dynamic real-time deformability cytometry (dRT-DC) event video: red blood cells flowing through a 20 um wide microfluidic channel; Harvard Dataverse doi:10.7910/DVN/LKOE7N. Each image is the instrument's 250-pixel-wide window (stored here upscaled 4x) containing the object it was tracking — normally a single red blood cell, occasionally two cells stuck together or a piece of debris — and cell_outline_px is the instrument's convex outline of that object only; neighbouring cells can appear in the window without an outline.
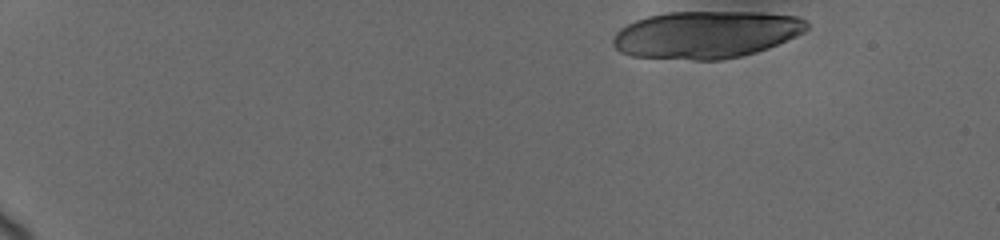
{"species": "human", "species_latin": "Homo sapiens", "temperature_condition": "cold", "stored_images_in_passage": 20, "camera_frame_rate_fps": 3000, "um_per_image_px": 0.085, "donor": {"sex": "female"}, "frame": {"image": 1, "passage_image": 1, "time_ms": 0.0, "image_size_px": [1000, 240], "cell_outline_px": [[808, 28], [804, 32], [796, 36], [768, 48], [756, 52], [740, 56], [720, 60], [696, 60], [632, 56], [620, 52], [612, 44], [612, 40], [616, 32], [620, 28], [636, 20], [648, 16], [668, 12], [764, 12], [800, 16], [808, 24]], "centroid_in_image_um": [60.02, 2.93], "position_along_channel_um": 25.0, "area_um2": 53.58}}
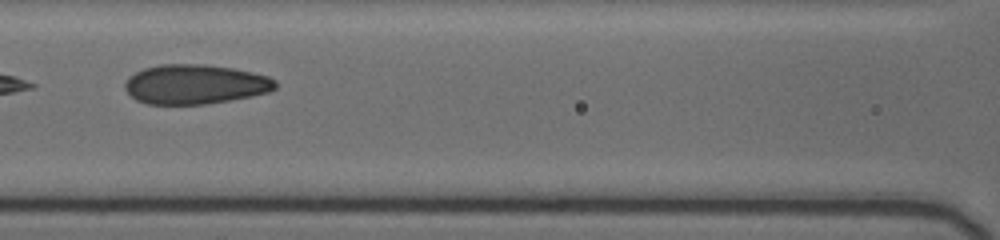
{"frame": {"image": 2, "passage_image": 13, "time_ms": 7.333, "image_size_px": [1000, 240], "cell_outline_px": [[276, 88], [268, 92], [252, 96], [204, 104], [148, 104], [136, 100], [124, 88], [124, 84], [128, 76], [144, 68], [160, 64], [204, 64], [232, 68], [252, 72], [268, 76], [276, 80]], "centroid_in_image_um": [16.57, 7.16], "position_along_channel_um": 150.0, "area_um2": 34.68}}
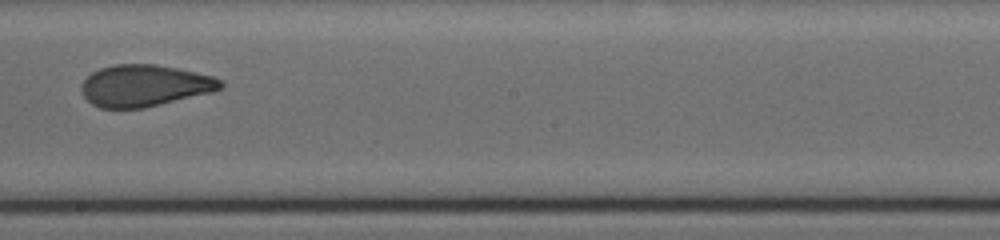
{"frame": {"image": 3, "passage_image": 18, "time_ms": 9.667, "image_size_px": [1000, 240], "cell_outline_px": [[224, 84], [220, 88], [212, 92], [144, 108], [100, 108], [92, 104], [84, 96], [80, 88], [84, 80], [92, 72], [100, 68], [116, 64], [156, 64], [196, 72], [212, 76], [220, 80]], "centroid_in_image_um": [12.27, 7.28], "position_along_channel_um": 235.9, "area_um2": 33.64}}